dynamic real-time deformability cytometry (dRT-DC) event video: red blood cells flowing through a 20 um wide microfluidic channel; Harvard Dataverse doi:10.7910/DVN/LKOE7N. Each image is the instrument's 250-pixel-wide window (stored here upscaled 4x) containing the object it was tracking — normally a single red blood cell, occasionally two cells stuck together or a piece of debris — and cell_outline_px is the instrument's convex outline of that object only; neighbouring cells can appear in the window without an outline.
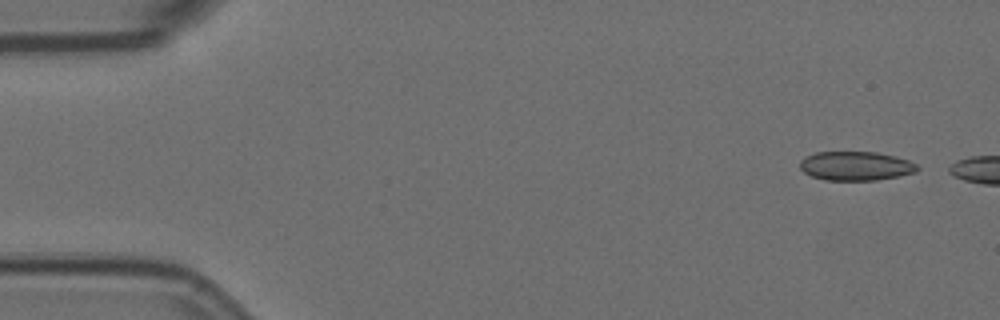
{"species": "Egyptian fruit bat (a non-hibernating species)", "species_latin": "Rousettus aegyptiacus", "temperature_condition": "room temperature", "stored_images_in_passage": 11, "segment_of_instrument_passage": [1, 2], "camera_frame_rate_fps": 3000, "um_per_image_px": 0.085, "animal": {"sex": "female"}, "frame": {"image": 1, "passage_image": 1, "time_ms": 0.0, "image_size_px": [1000, 320], "cell_outline_px": [[920, 168], [916, 172], [876, 180], [824, 180], [812, 176], [804, 172], [800, 168], [800, 160], [804, 156], [816, 152], [876, 152], [896, 156], [908, 160], [916, 164]], "centroid_in_image_um": [72.72, 14.1], "position_along_channel_um": 12.3, "area_um2": 19.88}}
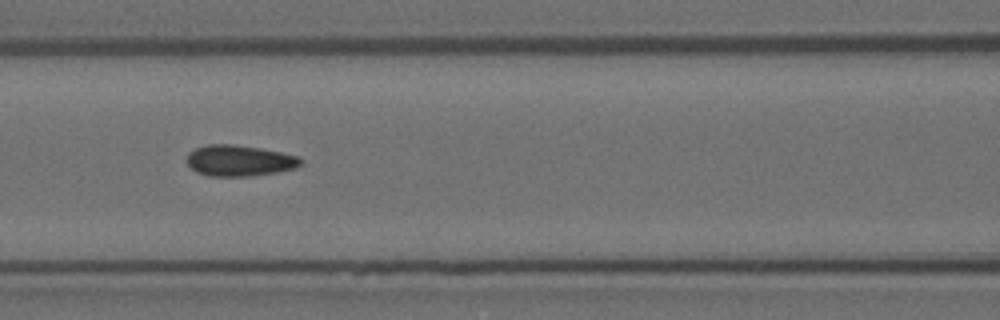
{"frame": {"image": 2, "passage_image": 7, "time_ms": 2.0, "image_size_px": [1000, 320], "cell_outline_px": [[304, 164], [296, 168], [276, 172], [252, 176], [208, 176], [196, 172], [188, 164], [188, 152], [196, 148], [208, 144], [228, 144], [256, 148], [280, 152], [300, 156], [304, 160]], "centroid_in_image_um": [20.39, 13.66], "position_along_channel_um": 146.2, "area_um2": 20.58}}
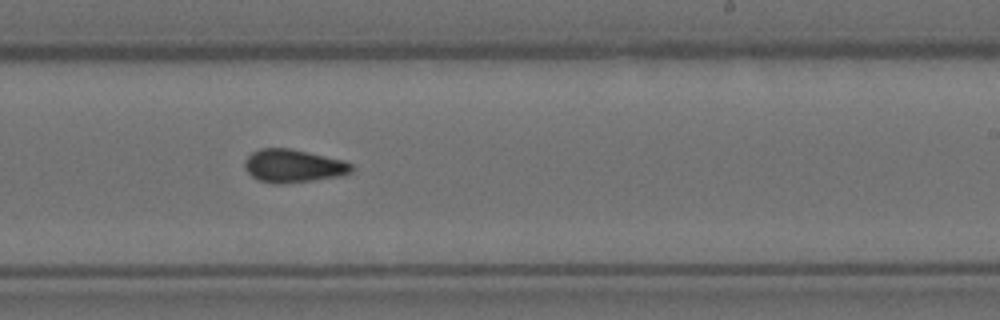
{"frame": {"image": 3, "passage_image": 10, "time_ms": 3.0, "image_size_px": [1000, 320], "cell_outline_px": [[352, 172], [340, 176], [312, 180], [280, 184], [272, 184], [260, 180], [252, 176], [244, 168], [244, 160], [252, 152], [260, 148], [292, 148], [344, 160], [352, 164]], "centroid_in_image_um": [24.92, 14.09], "position_along_channel_um": 264.1, "area_um2": 20.69}}